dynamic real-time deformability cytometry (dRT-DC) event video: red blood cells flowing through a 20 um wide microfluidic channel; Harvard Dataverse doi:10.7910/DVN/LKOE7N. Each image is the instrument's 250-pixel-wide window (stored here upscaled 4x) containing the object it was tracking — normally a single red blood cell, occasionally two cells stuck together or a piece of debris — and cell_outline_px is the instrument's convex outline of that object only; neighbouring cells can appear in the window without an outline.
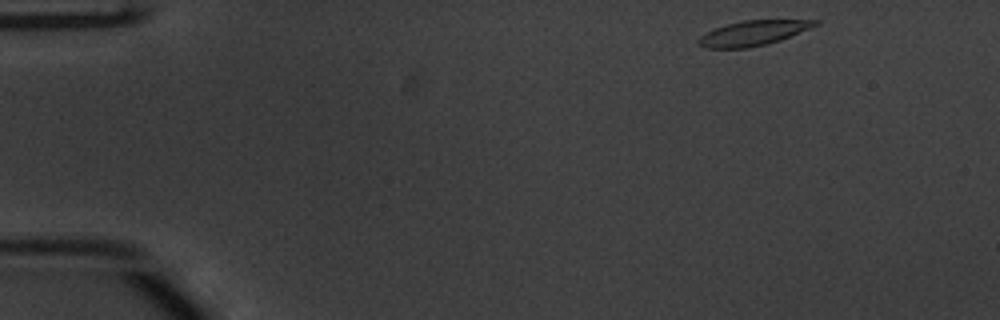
{"species": "common noctule bat (a hibernating species)", "species_latin": "Nyctalus noctula", "temperature_condition": "warm", "stored_images_in_passage": 48, "camera_frame_rate_fps": 3000, "um_per_image_px": 0.085, "animal": {"sex": "male", "body_mass_g": 20.1, "forearm_length_mm": 53.5}, "frame": {"image": 1, "passage_image": 1, "time_ms": 0.0, "image_size_px": [1000, 320], "cell_outline_px": [[820, 24], [780, 40], [748, 48], [704, 48], [696, 44], [696, 40], [700, 36], [712, 28], [744, 20], [820, 20]], "centroid_in_image_um": [63.96, 2.81], "position_along_channel_um": 21.0, "area_um2": 16.94}}
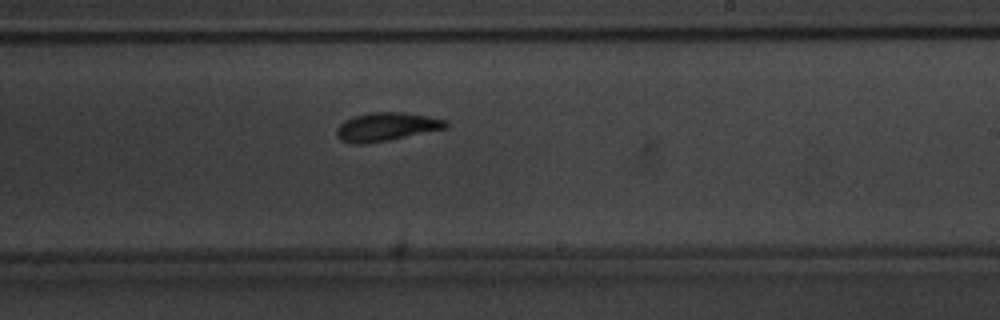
{"frame": {"image": 2, "passage_image": 27, "time_ms": 8.667, "image_size_px": [1000, 320], "cell_outline_px": [[448, 128], [368, 144], [352, 144], [340, 140], [336, 136], [336, 128], [344, 120], [368, 112], [404, 112], [448, 120]], "centroid_in_image_um": [32.83, 10.78], "position_along_channel_um": 256.2, "area_um2": 18.26}}
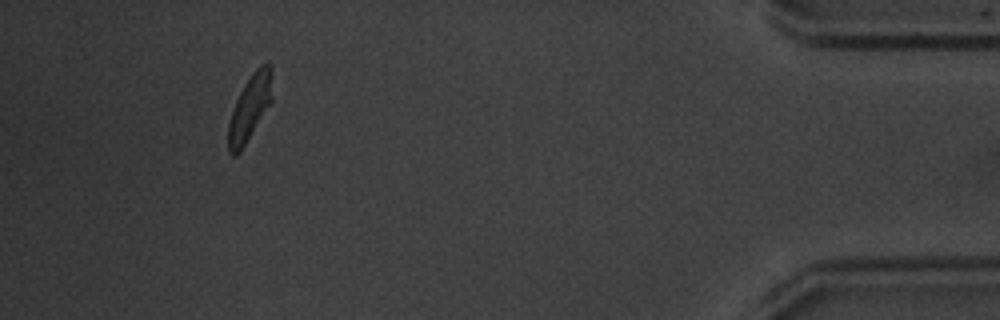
{"frame": {"image": 3, "passage_image": 44, "time_ms": 14.333, "image_size_px": [1000, 320], "cell_outline_px": [[272, 100], [240, 152], [236, 156], [232, 156], [228, 152], [228, 124], [236, 100], [244, 84], [252, 72], [260, 64], [268, 60], [272, 68]], "centroid_in_image_um": [21.24, 9.11], "position_along_channel_um": 414.0, "area_um2": 16.88}, "authors_computed_cell_mechanics": {"area_um2": 17.629, "velocity_mm_per_s": 3.819, "shape_relaxation_time_tau1_ms": 2.7258, "shape_relaxation_time_tau2_ms": 2.7072, "deformation_change_tau1": 0.1669, "deformation_change_tau2": 0.1032}}